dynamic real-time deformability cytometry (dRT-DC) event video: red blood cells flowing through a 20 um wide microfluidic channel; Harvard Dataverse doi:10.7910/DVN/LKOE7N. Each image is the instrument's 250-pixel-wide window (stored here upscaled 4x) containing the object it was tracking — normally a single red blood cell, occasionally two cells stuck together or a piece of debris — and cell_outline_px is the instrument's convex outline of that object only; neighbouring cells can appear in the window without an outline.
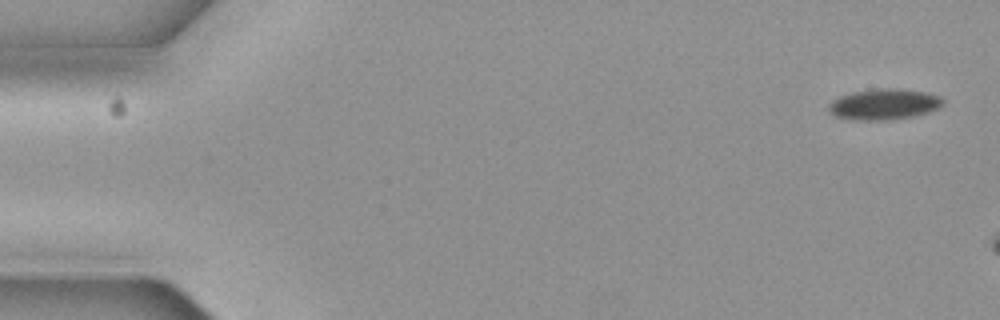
{"species": "common noctule bat (a hibernating species)", "species_latin": "Nyctalus noctula", "temperature_condition": "cold", "stored_images_in_passage": 4, "camera_frame_rate_fps": 3000, "um_per_image_px": 0.085, "animal": {"sex": "female", "body_mass_g": 19.3, "forearm_length_mm": 54.1}, "frame": {"image": 1, "passage_image": 1, "time_ms": 0.0, "image_size_px": [1000, 320], "cell_outline_px": [[944, 104], [928, 112], [912, 116], [888, 120], [860, 120], [836, 116], [828, 112], [828, 104], [832, 100], [840, 96], [852, 92], [876, 88], [900, 88], [924, 92], [940, 96], [944, 100]], "centroid_in_image_um": [75.12, 8.85], "position_along_channel_um": 9.9, "area_um2": 20.52}}